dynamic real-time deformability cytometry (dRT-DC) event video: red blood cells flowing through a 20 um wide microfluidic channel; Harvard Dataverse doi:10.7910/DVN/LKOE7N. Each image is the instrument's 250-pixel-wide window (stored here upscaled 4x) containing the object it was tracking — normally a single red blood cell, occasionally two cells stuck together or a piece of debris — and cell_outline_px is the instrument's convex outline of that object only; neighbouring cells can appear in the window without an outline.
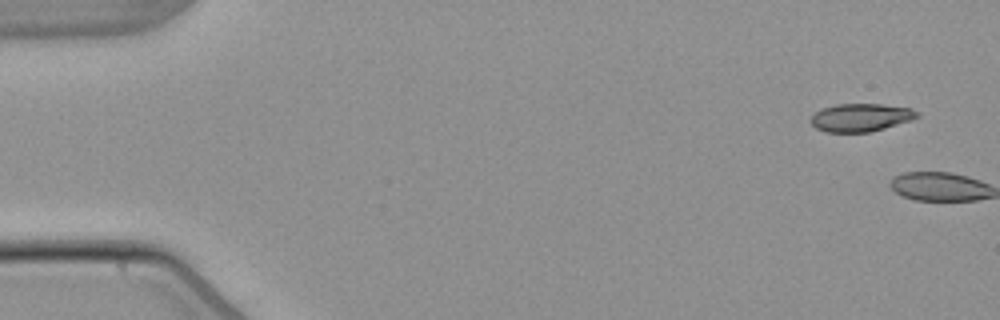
{"species": "common noctule bat (a hibernating species)", "species_latin": "Nyctalus noctula", "temperature_condition": "warm", "stored_images_in_passage": 7, "camera_frame_rate_fps": 3000, "um_per_image_px": 0.085, "animal": {"sex": "male", "body_mass_g": 21.5, "forearm_length_mm": 52.0}, "frame": {"image": 1, "passage_image": 1, "time_ms": 0.0, "image_size_px": [1000, 320], "cell_outline_px": [[920, 116], [912, 120], [884, 128], [868, 132], [824, 132], [816, 128], [808, 120], [820, 108], [836, 104], [880, 104], [912, 108], [920, 112]], "centroid_in_image_um": [73.16, 9.98], "position_along_channel_um": 11.8, "area_um2": 17.51}}
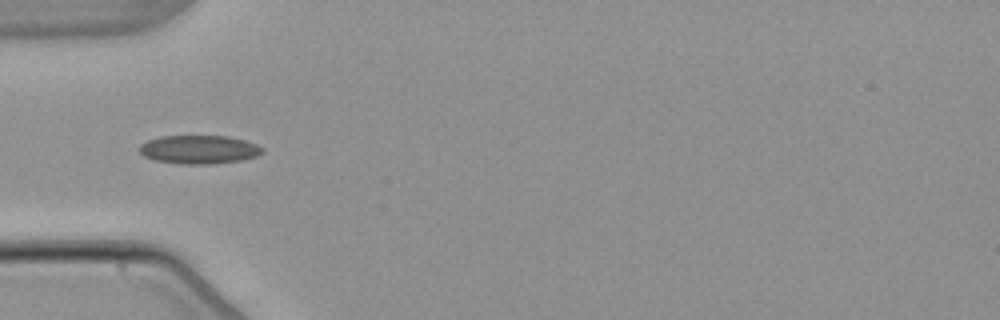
{"frame": {"image": 2, "passage_image": 5, "time_ms": 6.0, "image_size_px": [1000, 320], "cell_outline_px": [[264, 152], [256, 156], [240, 160], [212, 164], [176, 164], [156, 160], [144, 156], [140, 152], [140, 144], [148, 140], [160, 136], [228, 136], [244, 140], [256, 144], [264, 148]], "centroid_in_image_um": [16.92, 12.71], "position_along_channel_um": 68.1, "area_um2": 20.46}}